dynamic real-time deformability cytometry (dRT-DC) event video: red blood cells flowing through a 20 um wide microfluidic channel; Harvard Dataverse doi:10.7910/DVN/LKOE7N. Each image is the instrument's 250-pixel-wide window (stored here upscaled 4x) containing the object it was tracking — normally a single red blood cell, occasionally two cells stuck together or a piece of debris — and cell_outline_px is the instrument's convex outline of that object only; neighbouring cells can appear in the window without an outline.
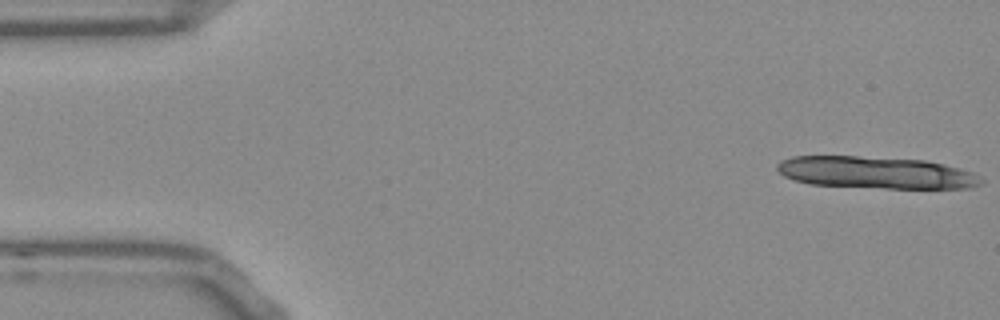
{"species": "Egyptian fruit bat (a non-hibernating species)", "species_latin": "Rousettus aegyptiacus", "temperature_condition": "room temperature", "stored_images_in_passage": 11, "camera_frame_rate_fps": 3000, "um_per_image_px": 0.085, "frame": {"image": 1, "passage_image": 1, "time_ms": 0.0, "image_size_px": [1000, 320], "cell_outline_px": [[984, 180], [980, 184], [968, 188], [884, 188], [812, 184], [796, 180], [784, 176], [776, 168], [776, 164], [792, 156], [856, 156], [924, 160], [944, 164], [972, 172]], "centroid_in_image_um": [74.46, 14.66], "position_along_channel_um": 10.5, "area_um2": 37.74}}